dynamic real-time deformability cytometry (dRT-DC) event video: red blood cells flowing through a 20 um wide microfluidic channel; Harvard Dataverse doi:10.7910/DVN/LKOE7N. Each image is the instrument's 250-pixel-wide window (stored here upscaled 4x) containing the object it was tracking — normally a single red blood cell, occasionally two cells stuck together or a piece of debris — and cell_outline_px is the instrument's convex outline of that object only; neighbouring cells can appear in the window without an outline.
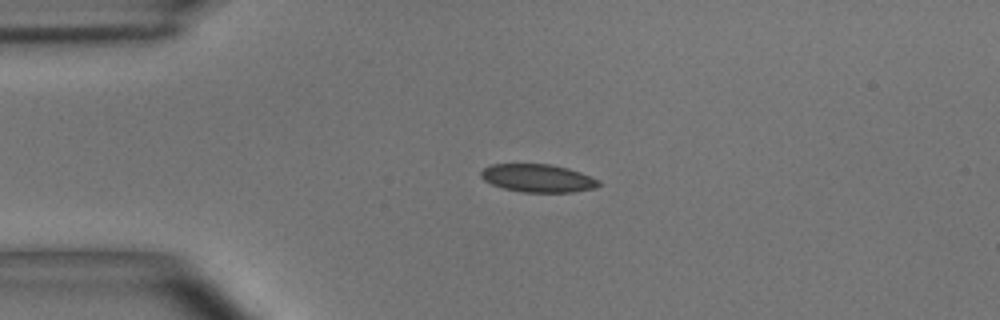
{"species": "common noctule bat (a hibernating species)", "species_latin": "Nyctalus noctula", "temperature_condition": "room temperature", "stored_images_in_passage": 43, "camera_frame_rate_fps": 3000, "um_per_image_px": 0.085, "animal": {"sex": "male", "body_mass_g": 15.6}, "frame": {"image": 1, "passage_image": 1, "time_ms": 0.0, "image_size_px": [1000, 320], "cell_outline_px": [[600, 184], [592, 188], [572, 192], [524, 192], [504, 188], [492, 184], [484, 180], [480, 176], [480, 172], [484, 168], [492, 164], [552, 164], [568, 168], [580, 172], [600, 180]], "centroid_in_image_um": [45.7, 15.13], "position_along_channel_um": 39.3, "area_um2": 19.07}}
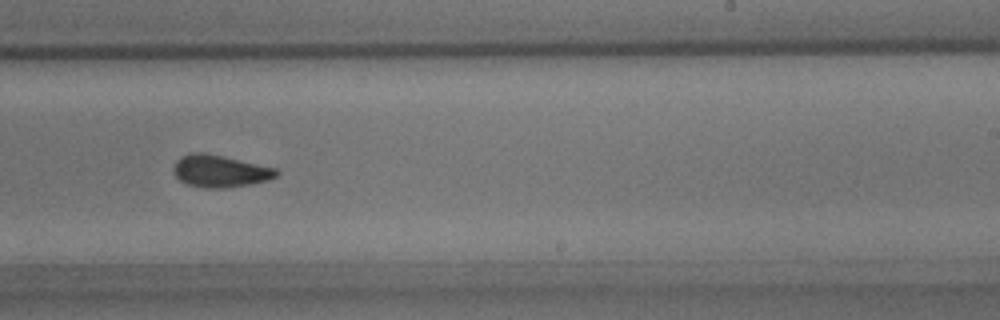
{"frame": {"image": 2, "passage_image": 22, "time_ms": 7.0, "image_size_px": [1000, 320], "cell_outline_px": [[280, 172], [276, 176], [268, 180], [252, 184], [224, 188], [204, 188], [188, 184], [180, 180], [172, 172], [172, 168], [176, 160], [180, 156], [192, 152], [204, 152], [276, 168]], "centroid_in_image_um": [18.67, 14.54], "position_along_channel_um": 270.3, "area_um2": 19.36}}
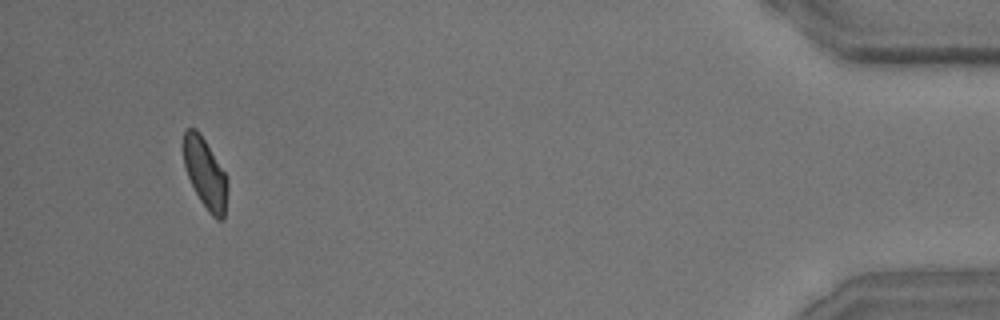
{"frame": {"image": 3, "passage_image": 40, "time_ms": 13.0, "image_size_px": [1000, 320], "cell_outline_px": [[228, 188], [224, 220], [216, 220], [208, 212], [200, 200], [188, 176], [184, 164], [184, 128], [196, 128], [200, 132], [228, 176]], "centroid_in_image_um": [17.48, 14.75], "position_along_channel_um": 417.7, "area_um2": 18.21}, "authors_computed_cell_mechanics": {"area_um2": 19.1318, "velocity_mm_per_s": 3.6635, "shape_relaxation_time_tau1_ms": 6.4183, "shape_relaxation_time_tau2_ms": 1.6903, "deformation_change_tau1": 0.13, "deformation_change_tau2": 0.0731}}